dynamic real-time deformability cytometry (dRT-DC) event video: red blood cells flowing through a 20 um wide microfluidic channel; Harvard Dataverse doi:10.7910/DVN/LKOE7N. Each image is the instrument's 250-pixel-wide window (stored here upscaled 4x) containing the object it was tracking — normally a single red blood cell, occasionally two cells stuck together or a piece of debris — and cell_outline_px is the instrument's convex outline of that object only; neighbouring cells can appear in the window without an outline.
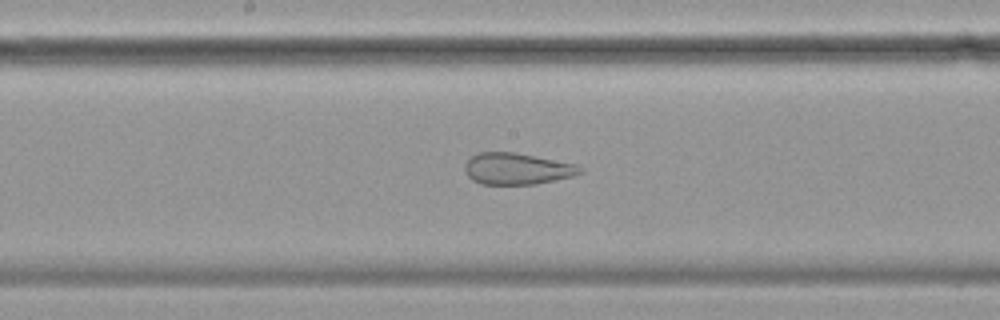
{"species": "common noctule bat (a hibernating species)", "species_latin": "Nyctalus noctula", "temperature_condition": "cold", "stored_images_in_passage": 52, "camera_frame_rate_fps": 3000, "um_per_image_px": 0.085, "animal": {"sex": "female", "body_mass_g": 19.9}, "frame": {"image": 1, "passage_image": 29, "time_ms": 9.333, "image_size_px": [1000, 320], "cell_outline_px": [[584, 172], [572, 176], [536, 184], [480, 184], [472, 180], [468, 176], [464, 168], [464, 164], [472, 156], [480, 152], [516, 152], [576, 164], [584, 168]], "centroid_in_image_um": [43.95, 14.34], "position_along_channel_um": 204.2, "area_um2": 21.21}}
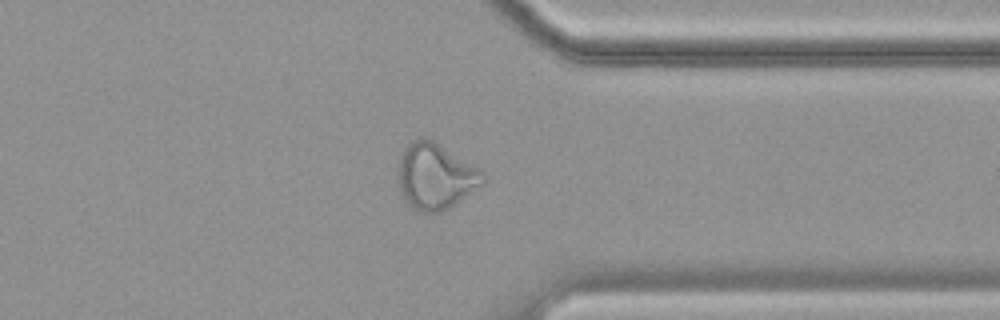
{"frame": {"image": 2, "passage_image": 44, "time_ms": 14.333, "image_size_px": [1000, 320], "cell_outline_px": [[484, 184], [448, 208], [440, 212], [420, 212], [412, 208], [404, 200], [400, 192], [396, 172], [396, 168], [400, 156], [404, 148], [416, 136], [424, 136], [432, 140], [484, 172]], "centroid_in_image_um": [36.95, 14.98], "position_along_channel_um": 374.5, "area_um2": 32.77}}